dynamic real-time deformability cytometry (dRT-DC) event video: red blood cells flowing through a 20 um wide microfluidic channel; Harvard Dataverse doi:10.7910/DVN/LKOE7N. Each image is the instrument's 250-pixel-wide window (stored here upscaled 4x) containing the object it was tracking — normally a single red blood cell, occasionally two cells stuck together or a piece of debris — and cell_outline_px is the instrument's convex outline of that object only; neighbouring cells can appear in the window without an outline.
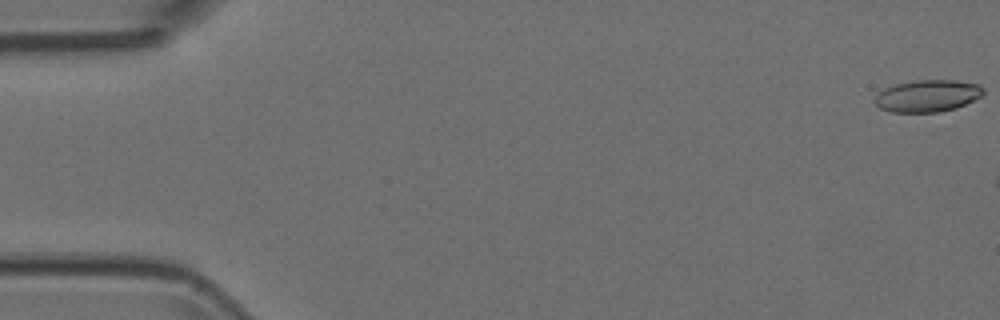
{"species": "Egyptian fruit bat (a non-hibernating species)", "species_latin": "Rousettus aegyptiacus", "temperature_condition": "room temperature", "stored_images_in_passage": 3, "camera_frame_rate_fps": 3000, "um_per_image_px": 0.085, "animal": {"sex": "female"}, "frame": {"image": 1, "passage_image": 1, "time_ms": 0.0, "image_size_px": [1000, 320], "cell_outline_px": [[984, 92], [980, 96], [956, 108], [940, 112], [892, 112], [880, 108], [876, 104], [876, 96], [884, 88], [896, 84], [916, 80], [956, 80], [980, 84], [984, 88]], "centroid_in_image_um": [78.86, 8.14], "position_along_channel_um": 6.1, "area_um2": 20.11}}